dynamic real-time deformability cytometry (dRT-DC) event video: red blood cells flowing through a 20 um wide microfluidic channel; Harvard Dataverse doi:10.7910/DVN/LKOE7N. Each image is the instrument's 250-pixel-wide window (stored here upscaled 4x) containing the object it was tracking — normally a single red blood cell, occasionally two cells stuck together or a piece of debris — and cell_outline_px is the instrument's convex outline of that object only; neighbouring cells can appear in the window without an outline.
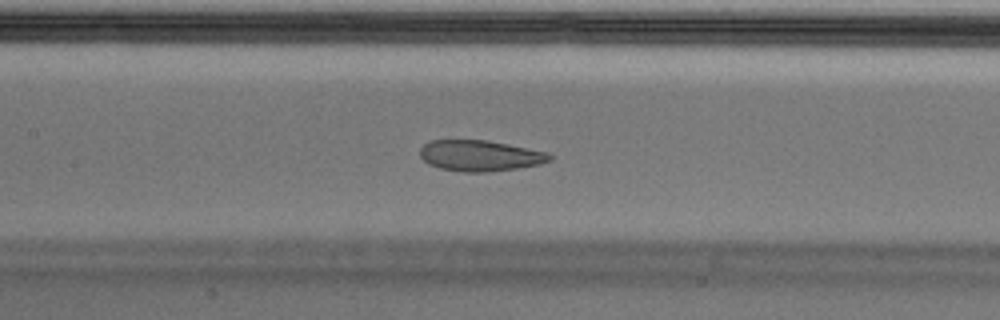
{"species": "Egyptian fruit bat (a non-hibernating species)", "species_latin": "Rousettus aegyptiacus", "temperature_condition": "cold", "stored_images_in_passage": 41, "camera_frame_rate_fps": 3000, "um_per_image_px": 0.085, "animal": {"sex": "male"}, "frame": {"image": 1, "passage_image": 12, "time_ms": 3.667, "image_size_px": [1000, 320], "cell_outline_px": [[552, 160], [540, 164], [516, 168], [484, 172], [464, 172], [440, 168], [428, 164], [420, 156], [420, 148], [424, 144], [432, 140], [488, 140], [548, 152], [552, 156]], "centroid_in_image_um": [40.8, 13.23], "position_along_channel_um": 166.6, "area_um2": 23.29}, "authors_computed_cell_mechanics": {"area_um2": 25.432, "velocity_mm_per_s": 3.6434, "shape_relaxation_time_tau1_ms": null, "shape_relaxation_time_tau2_ms": 1.6273, "deformation_change_tau1": null, "deformation_change_tau2": 0.0674}}